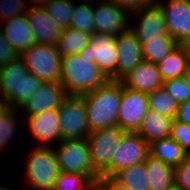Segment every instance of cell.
Here are the masks:
<instances>
[{"label": "cell", "instance_id": "6", "mask_svg": "<svg viewBox=\"0 0 190 190\" xmlns=\"http://www.w3.org/2000/svg\"><path fill=\"white\" fill-rule=\"evenodd\" d=\"M28 70L43 82H57L61 78L62 57L56 46L35 43L19 55Z\"/></svg>", "mask_w": 190, "mask_h": 190}, {"label": "cell", "instance_id": "16", "mask_svg": "<svg viewBox=\"0 0 190 190\" xmlns=\"http://www.w3.org/2000/svg\"><path fill=\"white\" fill-rule=\"evenodd\" d=\"M66 95L64 86L60 81L43 82L31 99L19 110L25 119L27 116L38 114L48 109L59 108Z\"/></svg>", "mask_w": 190, "mask_h": 190}, {"label": "cell", "instance_id": "8", "mask_svg": "<svg viewBox=\"0 0 190 190\" xmlns=\"http://www.w3.org/2000/svg\"><path fill=\"white\" fill-rule=\"evenodd\" d=\"M80 54L94 58L99 70L108 81H118L119 54L116 35L94 32L91 34L89 45Z\"/></svg>", "mask_w": 190, "mask_h": 190}, {"label": "cell", "instance_id": "45", "mask_svg": "<svg viewBox=\"0 0 190 190\" xmlns=\"http://www.w3.org/2000/svg\"><path fill=\"white\" fill-rule=\"evenodd\" d=\"M72 1L74 3H86V4L94 5V4L100 3L104 0H72Z\"/></svg>", "mask_w": 190, "mask_h": 190}, {"label": "cell", "instance_id": "27", "mask_svg": "<svg viewBox=\"0 0 190 190\" xmlns=\"http://www.w3.org/2000/svg\"><path fill=\"white\" fill-rule=\"evenodd\" d=\"M114 177L130 190H150L145 161L121 169Z\"/></svg>", "mask_w": 190, "mask_h": 190}, {"label": "cell", "instance_id": "43", "mask_svg": "<svg viewBox=\"0 0 190 190\" xmlns=\"http://www.w3.org/2000/svg\"><path fill=\"white\" fill-rule=\"evenodd\" d=\"M50 0H27L29 7L45 6Z\"/></svg>", "mask_w": 190, "mask_h": 190}, {"label": "cell", "instance_id": "29", "mask_svg": "<svg viewBox=\"0 0 190 190\" xmlns=\"http://www.w3.org/2000/svg\"><path fill=\"white\" fill-rule=\"evenodd\" d=\"M148 102L150 110L175 118L179 104L163 86L148 93Z\"/></svg>", "mask_w": 190, "mask_h": 190}, {"label": "cell", "instance_id": "37", "mask_svg": "<svg viewBox=\"0 0 190 190\" xmlns=\"http://www.w3.org/2000/svg\"><path fill=\"white\" fill-rule=\"evenodd\" d=\"M43 81L32 73H28L22 79L21 84V107L26 104L33 94L41 87Z\"/></svg>", "mask_w": 190, "mask_h": 190}, {"label": "cell", "instance_id": "7", "mask_svg": "<svg viewBox=\"0 0 190 190\" xmlns=\"http://www.w3.org/2000/svg\"><path fill=\"white\" fill-rule=\"evenodd\" d=\"M60 132L64 139H84L91 133L83 95L67 94L58 108Z\"/></svg>", "mask_w": 190, "mask_h": 190}, {"label": "cell", "instance_id": "2", "mask_svg": "<svg viewBox=\"0 0 190 190\" xmlns=\"http://www.w3.org/2000/svg\"><path fill=\"white\" fill-rule=\"evenodd\" d=\"M90 131L118 126L122 99V83L107 81L103 86L83 95Z\"/></svg>", "mask_w": 190, "mask_h": 190}, {"label": "cell", "instance_id": "42", "mask_svg": "<svg viewBox=\"0 0 190 190\" xmlns=\"http://www.w3.org/2000/svg\"><path fill=\"white\" fill-rule=\"evenodd\" d=\"M88 190H108V186L99 178L90 183Z\"/></svg>", "mask_w": 190, "mask_h": 190}, {"label": "cell", "instance_id": "19", "mask_svg": "<svg viewBox=\"0 0 190 190\" xmlns=\"http://www.w3.org/2000/svg\"><path fill=\"white\" fill-rule=\"evenodd\" d=\"M120 82L131 89L150 93L163 86L157 64L142 61L132 71L125 75Z\"/></svg>", "mask_w": 190, "mask_h": 190}, {"label": "cell", "instance_id": "34", "mask_svg": "<svg viewBox=\"0 0 190 190\" xmlns=\"http://www.w3.org/2000/svg\"><path fill=\"white\" fill-rule=\"evenodd\" d=\"M163 87L178 102L183 103L190 99V87L184 77L164 81Z\"/></svg>", "mask_w": 190, "mask_h": 190}, {"label": "cell", "instance_id": "18", "mask_svg": "<svg viewBox=\"0 0 190 190\" xmlns=\"http://www.w3.org/2000/svg\"><path fill=\"white\" fill-rule=\"evenodd\" d=\"M28 23L36 38V43L56 46L62 29L48 15L44 6L29 7L27 13Z\"/></svg>", "mask_w": 190, "mask_h": 190}, {"label": "cell", "instance_id": "24", "mask_svg": "<svg viewBox=\"0 0 190 190\" xmlns=\"http://www.w3.org/2000/svg\"><path fill=\"white\" fill-rule=\"evenodd\" d=\"M150 190H169L174 187V168L151 154L145 159Z\"/></svg>", "mask_w": 190, "mask_h": 190}, {"label": "cell", "instance_id": "33", "mask_svg": "<svg viewBox=\"0 0 190 190\" xmlns=\"http://www.w3.org/2000/svg\"><path fill=\"white\" fill-rule=\"evenodd\" d=\"M27 0H0V23L27 13Z\"/></svg>", "mask_w": 190, "mask_h": 190}, {"label": "cell", "instance_id": "49", "mask_svg": "<svg viewBox=\"0 0 190 190\" xmlns=\"http://www.w3.org/2000/svg\"><path fill=\"white\" fill-rule=\"evenodd\" d=\"M186 46L188 47V49H190V41L186 44Z\"/></svg>", "mask_w": 190, "mask_h": 190}, {"label": "cell", "instance_id": "9", "mask_svg": "<svg viewBox=\"0 0 190 190\" xmlns=\"http://www.w3.org/2000/svg\"><path fill=\"white\" fill-rule=\"evenodd\" d=\"M24 126L32 138L29 146L54 147L62 140L58 108L27 116L24 119Z\"/></svg>", "mask_w": 190, "mask_h": 190}, {"label": "cell", "instance_id": "20", "mask_svg": "<svg viewBox=\"0 0 190 190\" xmlns=\"http://www.w3.org/2000/svg\"><path fill=\"white\" fill-rule=\"evenodd\" d=\"M0 32L19 55L36 43L26 13L1 22Z\"/></svg>", "mask_w": 190, "mask_h": 190}, {"label": "cell", "instance_id": "13", "mask_svg": "<svg viewBox=\"0 0 190 190\" xmlns=\"http://www.w3.org/2000/svg\"><path fill=\"white\" fill-rule=\"evenodd\" d=\"M94 32L118 35L130 29L131 13L109 0L93 5Z\"/></svg>", "mask_w": 190, "mask_h": 190}, {"label": "cell", "instance_id": "35", "mask_svg": "<svg viewBox=\"0 0 190 190\" xmlns=\"http://www.w3.org/2000/svg\"><path fill=\"white\" fill-rule=\"evenodd\" d=\"M170 137L173 138L187 154H190V125L174 118Z\"/></svg>", "mask_w": 190, "mask_h": 190}, {"label": "cell", "instance_id": "39", "mask_svg": "<svg viewBox=\"0 0 190 190\" xmlns=\"http://www.w3.org/2000/svg\"><path fill=\"white\" fill-rule=\"evenodd\" d=\"M118 6L125 8L130 13L155 4L157 0H109Z\"/></svg>", "mask_w": 190, "mask_h": 190}, {"label": "cell", "instance_id": "23", "mask_svg": "<svg viewBox=\"0 0 190 190\" xmlns=\"http://www.w3.org/2000/svg\"><path fill=\"white\" fill-rule=\"evenodd\" d=\"M190 64V51L186 44H178L172 52L161 62L158 68L163 81L184 77Z\"/></svg>", "mask_w": 190, "mask_h": 190}, {"label": "cell", "instance_id": "44", "mask_svg": "<svg viewBox=\"0 0 190 190\" xmlns=\"http://www.w3.org/2000/svg\"><path fill=\"white\" fill-rule=\"evenodd\" d=\"M6 182H0V190H23L20 185L14 186L13 183L10 185Z\"/></svg>", "mask_w": 190, "mask_h": 190}, {"label": "cell", "instance_id": "15", "mask_svg": "<svg viewBox=\"0 0 190 190\" xmlns=\"http://www.w3.org/2000/svg\"><path fill=\"white\" fill-rule=\"evenodd\" d=\"M150 145L138 134L127 132L118 144L112 159V176L121 169L145 161Z\"/></svg>", "mask_w": 190, "mask_h": 190}, {"label": "cell", "instance_id": "48", "mask_svg": "<svg viewBox=\"0 0 190 190\" xmlns=\"http://www.w3.org/2000/svg\"><path fill=\"white\" fill-rule=\"evenodd\" d=\"M169 190H179L178 188H176L175 186L174 187H172L171 189H169Z\"/></svg>", "mask_w": 190, "mask_h": 190}, {"label": "cell", "instance_id": "10", "mask_svg": "<svg viewBox=\"0 0 190 190\" xmlns=\"http://www.w3.org/2000/svg\"><path fill=\"white\" fill-rule=\"evenodd\" d=\"M130 29L141 44L160 39L161 36H170L163 11L157 3L132 12Z\"/></svg>", "mask_w": 190, "mask_h": 190}, {"label": "cell", "instance_id": "4", "mask_svg": "<svg viewBox=\"0 0 190 190\" xmlns=\"http://www.w3.org/2000/svg\"><path fill=\"white\" fill-rule=\"evenodd\" d=\"M54 150L60 171L83 174L88 176L92 181L100 178L91 162L87 138L61 140L54 146Z\"/></svg>", "mask_w": 190, "mask_h": 190}, {"label": "cell", "instance_id": "40", "mask_svg": "<svg viewBox=\"0 0 190 190\" xmlns=\"http://www.w3.org/2000/svg\"><path fill=\"white\" fill-rule=\"evenodd\" d=\"M175 119L190 125V99L179 104Z\"/></svg>", "mask_w": 190, "mask_h": 190}, {"label": "cell", "instance_id": "5", "mask_svg": "<svg viewBox=\"0 0 190 190\" xmlns=\"http://www.w3.org/2000/svg\"><path fill=\"white\" fill-rule=\"evenodd\" d=\"M126 133L118 126H115L92 131L87 137L91 162L94 170L100 176H112L113 155Z\"/></svg>", "mask_w": 190, "mask_h": 190}, {"label": "cell", "instance_id": "1", "mask_svg": "<svg viewBox=\"0 0 190 190\" xmlns=\"http://www.w3.org/2000/svg\"><path fill=\"white\" fill-rule=\"evenodd\" d=\"M23 154V190H53L60 173L54 147L27 145Z\"/></svg>", "mask_w": 190, "mask_h": 190}, {"label": "cell", "instance_id": "26", "mask_svg": "<svg viewBox=\"0 0 190 190\" xmlns=\"http://www.w3.org/2000/svg\"><path fill=\"white\" fill-rule=\"evenodd\" d=\"M90 39L91 34L84 33L78 29L72 27L62 29L56 49L61 57L80 54L89 45Z\"/></svg>", "mask_w": 190, "mask_h": 190}, {"label": "cell", "instance_id": "11", "mask_svg": "<svg viewBox=\"0 0 190 190\" xmlns=\"http://www.w3.org/2000/svg\"><path fill=\"white\" fill-rule=\"evenodd\" d=\"M148 111V93L128 88L122 84L118 127L125 132L136 133Z\"/></svg>", "mask_w": 190, "mask_h": 190}, {"label": "cell", "instance_id": "21", "mask_svg": "<svg viewBox=\"0 0 190 190\" xmlns=\"http://www.w3.org/2000/svg\"><path fill=\"white\" fill-rule=\"evenodd\" d=\"M172 121V118L149 109L136 133L150 145L170 137Z\"/></svg>", "mask_w": 190, "mask_h": 190}, {"label": "cell", "instance_id": "46", "mask_svg": "<svg viewBox=\"0 0 190 190\" xmlns=\"http://www.w3.org/2000/svg\"><path fill=\"white\" fill-rule=\"evenodd\" d=\"M184 78L190 87V64L188 65L186 72L184 73Z\"/></svg>", "mask_w": 190, "mask_h": 190}, {"label": "cell", "instance_id": "32", "mask_svg": "<svg viewBox=\"0 0 190 190\" xmlns=\"http://www.w3.org/2000/svg\"><path fill=\"white\" fill-rule=\"evenodd\" d=\"M92 180L83 174L60 171L53 190H88Z\"/></svg>", "mask_w": 190, "mask_h": 190}, {"label": "cell", "instance_id": "17", "mask_svg": "<svg viewBox=\"0 0 190 190\" xmlns=\"http://www.w3.org/2000/svg\"><path fill=\"white\" fill-rule=\"evenodd\" d=\"M118 58V81L143 61L142 44L129 29L116 35Z\"/></svg>", "mask_w": 190, "mask_h": 190}, {"label": "cell", "instance_id": "47", "mask_svg": "<svg viewBox=\"0 0 190 190\" xmlns=\"http://www.w3.org/2000/svg\"><path fill=\"white\" fill-rule=\"evenodd\" d=\"M7 108L6 101L0 96V114Z\"/></svg>", "mask_w": 190, "mask_h": 190}, {"label": "cell", "instance_id": "38", "mask_svg": "<svg viewBox=\"0 0 190 190\" xmlns=\"http://www.w3.org/2000/svg\"><path fill=\"white\" fill-rule=\"evenodd\" d=\"M19 54L13 49L12 45L9 44L4 35L0 32V68L9 64Z\"/></svg>", "mask_w": 190, "mask_h": 190}, {"label": "cell", "instance_id": "12", "mask_svg": "<svg viewBox=\"0 0 190 190\" xmlns=\"http://www.w3.org/2000/svg\"><path fill=\"white\" fill-rule=\"evenodd\" d=\"M168 34L178 43L190 41V0H157Z\"/></svg>", "mask_w": 190, "mask_h": 190}, {"label": "cell", "instance_id": "25", "mask_svg": "<svg viewBox=\"0 0 190 190\" xmlns=\"http://www.w3.org/2000/svg\"><path fill=\"white\" fill-rule=\"evenodd\" d=\"M150 154L173 168L180 165L187 155L185 150L171 137L151 143Z\"/></svg>", "mask_w": 190, "mask_h": 190}, {"label": "cell", "instance_id": "36", "mask_svg": "<svg viewBox=\"0 0 190 190\" xmlns=\"http://www.w3.org/2000/svg\"><path fill=\"white\" fill-rule=\"evenodd\" d=\"M174 186L179 190H190V154L174 168Z\"/></svg>", "mask_w": 190, "mask_h": 190}, {"label": "cell", "instance_id": "31", "mask_svg": "<svg viewBox=\"0 0 190 190\" xmlns=\"http://www.w3.org/2000/svg\"><path fill=\"white\" fill-rule=\"evenodd\" d=\"M75 3L72 0H50L44 8L61 29L69 28Z\"/></svg>", "mask_w": 190, "mask_h": 190}, {"label": "cell", "instance_id": "30", "mask_svg": "<svg viewBox=\"0 0 190 190\" xmlns=\"http://www.w3.org/2000/svg\"><path fill=\"white\" fill-rule=\"evenodd\" d=\"M93 5L75 3L69 27L78 29L84 33H94Z\"/></svg>", "mask_w": 190, "mask_h": 190}, {"label": "cell", "instance_id": "14", "mask_svg": "<svg viewBox=\"0 0 190 190\" xmlns=\"http://www.w3.org/2000/svg\"><path fill=\"white\" fill-rule=\"evenodd\" d=\"M28 73V67L20 56L0 68V96L6 101L8 108H21L22 79Z\"/></svg>", "mask_w": 190, "mask_h": 190}, {"label": "cell", "instance_id": "3", "mask_svg": "<svg viewBox=\"0 0 190 190\" xmlns=\"http://www.w3.org/2000/svg\"><path fill=\"white\" fill-rule=\"evenodd\" d=\"M108 80L99 70L94 58L86 54L62 57L60 82L66 94L84 95L103 86Z\"/></svg>", "mask_w": 190, "mask_h": 190}, {"label": "cell", "instance_id": "22", "mask_svg": "<svg viewBox=\"0 0 190 190\" xmlns=\"http://www.w3.org/2000/svg\"><path fill=\"white\" fill-rule=\"evenodd\" d=\"M21 127L25 126L20 110L7 108L0 114V156L7 153L17 138L19 139L18 133H22Z\"/></svg>", "mask_w": 190, "mask_h": 190}, {"label": "cell", "instance_id": "28", "mask_svg": "<svg viewBox=\"0 0 190 190\" xmlns=\"http://www.w3.org/2000/svg\"><path fill=\"white\" fill-rule=\"evenodd\" d=\"M178 43L171 36H161L142 44L143 60L154 64L163 61Z\"/></svg>", "mask_w": 190, "mask_h": 190}, {"label": "cell", "instance_id": "41", "mask_svg": "<svg viewBox=\"0 0 190 190\" xmlns=\"http://www.w3.org/2000/svg\"><path fill=\"white\" fill-rule=\"evenodd\" d=\"M100 179L108 186V190H130L114 176H100Z\"/></svg>", "mask_w": 190, "mask_h": 190}]
</instances>
